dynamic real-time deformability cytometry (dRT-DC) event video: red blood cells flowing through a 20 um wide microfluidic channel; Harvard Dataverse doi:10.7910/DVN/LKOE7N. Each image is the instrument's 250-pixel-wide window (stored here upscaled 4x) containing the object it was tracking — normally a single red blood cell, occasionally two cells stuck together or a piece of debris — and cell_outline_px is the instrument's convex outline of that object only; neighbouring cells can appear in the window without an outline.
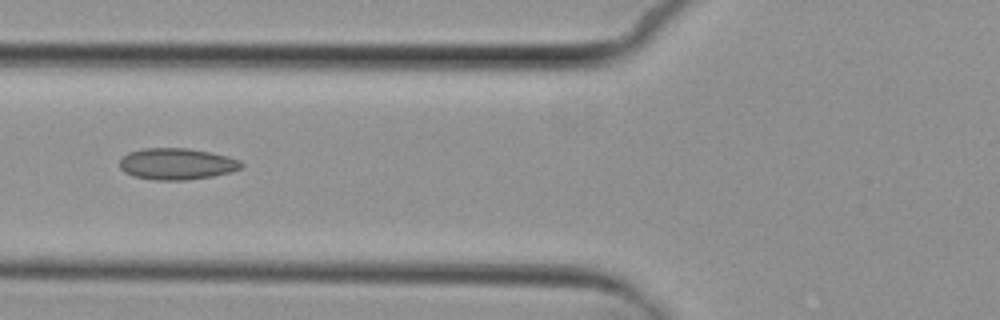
{"species": "common noctule bat (a hibernating species)", "species_latin": "Nyctalus noctula", "temperature_condition": "cold", "stored_images_in_passage": 5, "camera_frame_rate_fps": 3000, "um_per_image_px": 0.085, "animal": {"sex": "female", "body_mass_g": 29.2, "forearm_length_mm": 56.3}, "frame": {"image": 1, "passage_image": 5, "time_ms": 4.333, "image_size_px": [1000, 320], "cell_outline_px": [[244, 168], [212, 176], [188, 180], [152, 180], [132, 176], [124, 172], [120, 168], [120, 160], [128, 152], [144, 148], [188, 148], [212, 152], [228, 156], [240, 160], [244, 164]], "centroid_in_image_um": [15.04, 13.93], "position_along_channel_um": 110.8, "area_um2": 22.54}}